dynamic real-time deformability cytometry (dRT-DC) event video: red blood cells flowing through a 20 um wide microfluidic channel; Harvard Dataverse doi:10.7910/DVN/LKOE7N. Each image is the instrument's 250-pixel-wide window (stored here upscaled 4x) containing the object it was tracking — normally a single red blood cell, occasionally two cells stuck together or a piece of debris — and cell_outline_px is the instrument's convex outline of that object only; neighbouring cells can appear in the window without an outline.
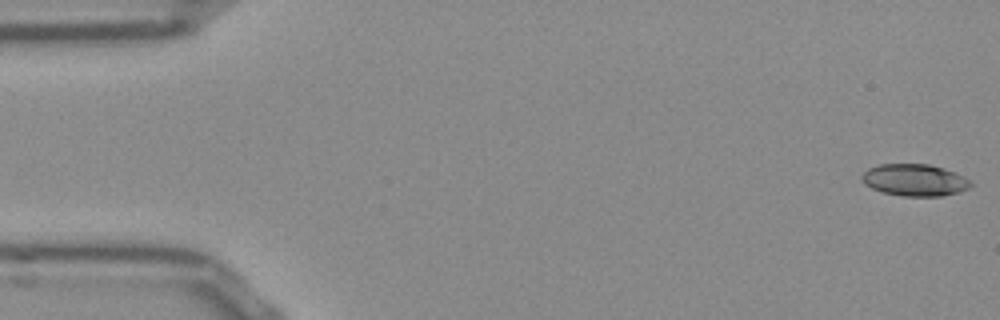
{"species": "Egyptian fruit bat (a non-hibernating species)", "species_latin": "Rousettus aegyptiacus", "temperature_condition": "room temperature", "stored_images_in_passage": 52, "camera_frame_rate_fps": 3000, "um_per_image_px": 0.085, "frame": {"image": 1, "passage_image": 1, "time_ms": 0.0, "image_size_px": [1000, 320], "cell_outline_px": [[972, 184], [968, 188], [944, 196], [904, 196], [884, 192], [872, 188], [864, 184], [860, 176], [868, 168], [880, 164], [928, 164], [944, 168], [964, 176], [972, 180]], "centroid_in_image_um": [77.75, 15.29], "position_along_channel_um": 7.3, "area_um2": 20.23}}
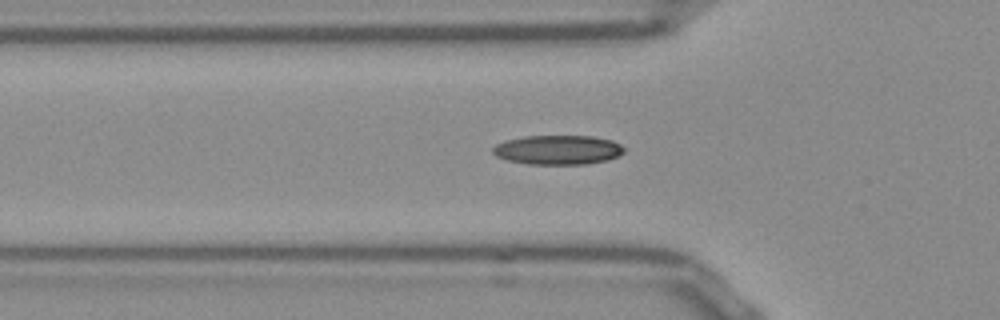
{"frame": {"image": 2, "passage_image": 17, "time_ms": 5.333, "image_size_px": [1000, 320], "cell_outline_px": [[628, 148], [624, 152], [616, 156], [604, 160], [584, 164], [528, 164], [508, 160], [496, 156], [492, 152], [492, 148], [496, 144], [504, 140], [524, 136], [592, 136], [612, 140]], "centroid_in_image_um": [47.41, 12.73], "position_along_channel_um": 78.4, "area_um2": 22.48}}
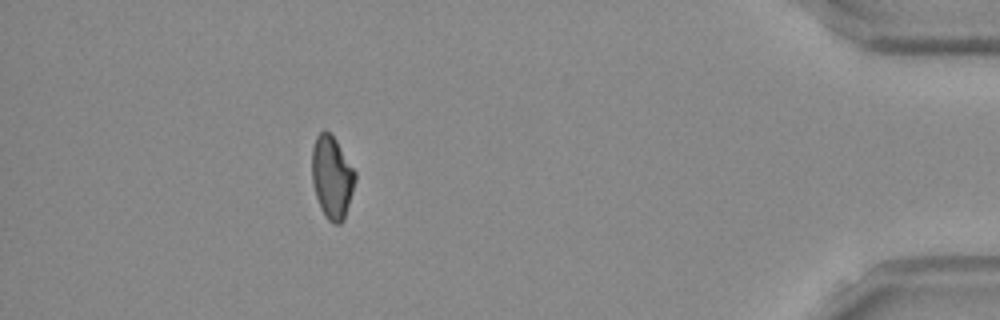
{"frame": {"image": 3, "passage_image": 47, "time_ms": 15.333, "image_size_px": [1000, 320], "cell_outline_px": [[356, 180], [344, 220], [340, 224], [332, 224], [328, 220], [320, 208], [312, 184], [312, 148], [316, 136], [320, 132], [328, 132], [336, 140], [356, 172]], "centroid_in_image_um": [28.21, 15.1], "position_along_channel_um": 407.0, "area_um2": 20.81}, "authors_computed_cell_mechanics": {"area_um2": 20.9236, "velocity_mm_per_s": 3.8369, "shape_relaxation_time_tau1_ms": null, "shape_relaxation_time_tau2_ms": 9.7271, "deformation_change_tau1": null, "deformation_change_tau2": 0.1506}}